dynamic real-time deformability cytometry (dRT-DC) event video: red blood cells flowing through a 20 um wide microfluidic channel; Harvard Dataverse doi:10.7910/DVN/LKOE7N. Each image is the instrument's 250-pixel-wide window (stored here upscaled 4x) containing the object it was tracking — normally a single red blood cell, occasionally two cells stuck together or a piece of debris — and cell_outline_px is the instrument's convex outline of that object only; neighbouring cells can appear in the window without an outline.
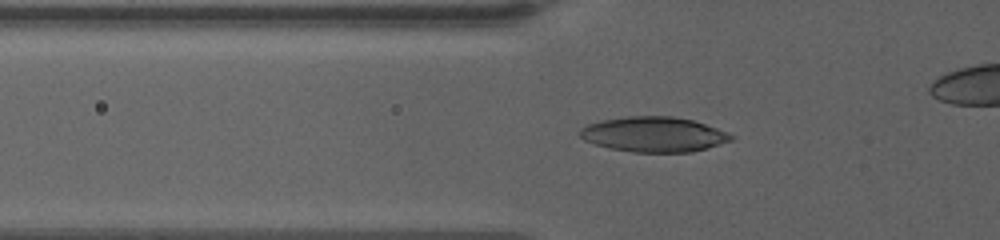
{"species": "human", "species_latin": "Homo sapiens", "temperature_condition": "warm", "stored_images_in_passage": 19, "camera_frame_rate_fps": 3000, "um_per_image_px": 0.085, "donor": {"sex": "female"}, "frame": {"image": 1, "passage_image": 14, "time_ms": 7.667, "image_size_px": [1000, 240], "cell_outline_px": [[732, 140], [692, 152], [632, 152], [608, 148], [584, 140], [580, 136], [580, 128], [588, 124], [600, 120], [628, 116], [672, 116], [692, 120], [716, 128], [732, 136]], "centroid_in_image_um": [55.51, 11.42], "position_along_channel_um": 70.3, "area_um2": 30.63}}
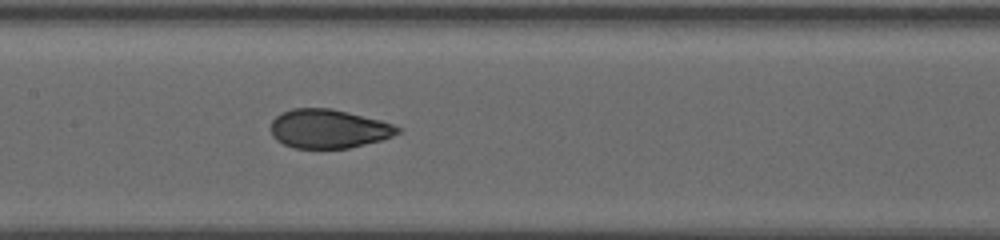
{"frame": {"image": 2, "passage_image": 19, "time_ms": 11.0, "image_size_px": [1000, 240], "cell_outline_px": [[404, 128], [400, 132], [392, 136], [380, 140], [348, 148], [292, 148], [276, 140], [272, 136], [272, 120], [280, 112], [292, 108], [332, 108], [380, 120]], "centroid_in_image_um": [27.92, 10.94], "position_along_channel_um": 179.5, "area_um2": 28.78}}